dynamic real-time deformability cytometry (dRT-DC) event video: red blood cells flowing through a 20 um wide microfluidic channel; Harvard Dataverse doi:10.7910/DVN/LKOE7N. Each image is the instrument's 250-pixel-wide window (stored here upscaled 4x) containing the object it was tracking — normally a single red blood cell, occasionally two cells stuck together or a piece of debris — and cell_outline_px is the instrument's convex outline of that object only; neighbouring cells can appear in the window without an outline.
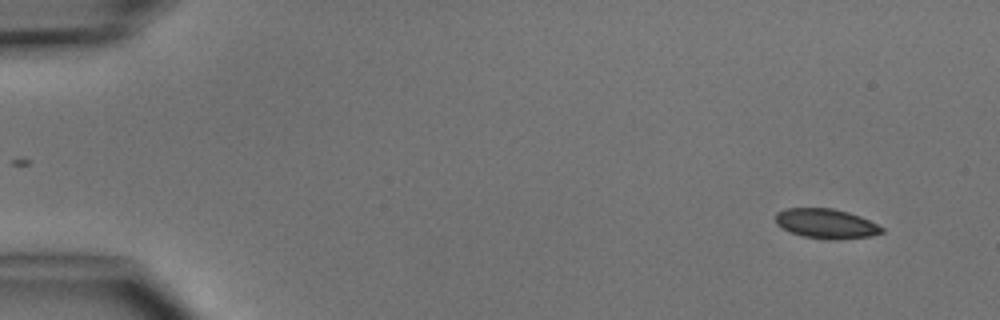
{"species": "common noctule bat (a hibernating species)", "species_latin": "Nyctalus noctula", "temperature_condition": "cold", "stored_images_in_passage": 6, "segment_of_instrument_passage": [2, 2], "camera_frame_rate_fps": 3000, "um_per_image_px": 0.085, "animal": {"sex": "male", "body_mass_g": 15.6}, "frame": {"image": 1, "passage_image": 6, "time_ms": 6.0, "image_size_px": [1000, 320], "cell_outline_px": [[884, 232], [872, 236], [836, 240], [832, 240], [804, 236], [792, 232], [776, 224], [776, 212], [784, 208], [832, 208], [848, 212], [860, 216], [884, 228]], "centroid_in_image_um": [70.23, 19.0], "position_along_channel_um": 14.8, "area_um2": 18.32}}